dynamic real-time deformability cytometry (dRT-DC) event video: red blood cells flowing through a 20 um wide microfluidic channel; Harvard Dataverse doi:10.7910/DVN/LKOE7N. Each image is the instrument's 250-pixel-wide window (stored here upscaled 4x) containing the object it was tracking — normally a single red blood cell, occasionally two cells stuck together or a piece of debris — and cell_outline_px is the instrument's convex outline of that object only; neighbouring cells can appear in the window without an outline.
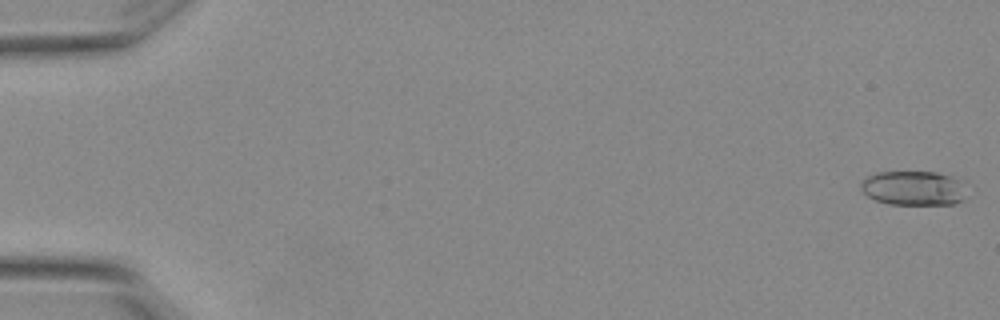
{"species": "Egyptian fruit bat (a non-hibernating species)", "species_latin": "Rousettus aegyptiacus", "temperature_condition": "warm", "stored_images_in_passage": 6, "camera_frame_rate_fps": 3000, "um_per_image_px": 0.085, "animal": {"sex": "female"}, "frame": {"image": 1, "passage_image": 1, "time_ms": 0.0, "image_size_px": [1000, 320], "cell_outline_px": [[968, 180], [960, 200], [952, 204], [892, 204], [876, 200], [868, 196], [860, 188], [860, 184], [864, 176], [876, 172], [936, 172]], "centroid_in_image_um": [77.65, 15.96], "position_along_channel_um": 7.3, "area_um2": 21.44}}